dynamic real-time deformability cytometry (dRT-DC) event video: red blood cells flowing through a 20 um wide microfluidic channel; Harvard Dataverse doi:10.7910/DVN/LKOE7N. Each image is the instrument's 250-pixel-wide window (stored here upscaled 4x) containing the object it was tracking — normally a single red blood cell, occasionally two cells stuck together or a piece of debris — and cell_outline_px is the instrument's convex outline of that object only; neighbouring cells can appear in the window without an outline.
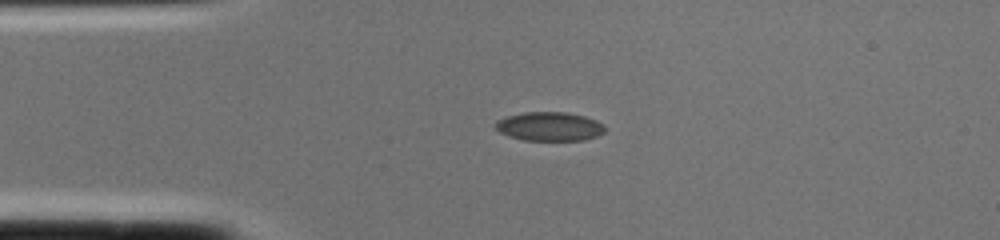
{"species": "common noctule bat (a hibernating species)", "species_latin": "Nyctalus noctula", "temperature_condition": "cold", "stored_images_in_passage": 1, "camera_frame_rate_fps": 3000, "um_per_image_px": 0.085, "animal": {"sex": "female", "body_mass_g": 22.0, "forearm_length_mm": 56.7}, "frame": {"image": 1, "passage_image": 1, "time_ms": 0.0, "image_size_px": [1000, 240], "cell_outline_px": [[604, 132], [596, 136], [584, 140], [524, 140], [508, 136], [500, 132], [496, 128], [496, 120], [508, 116], [524, 112], [568, 112], [584, 116], [596, 120], [604, 124]], "centroid_in_image_um": [46.71, 10.74], "position_along_channel_um": 38.3, "area_um2": 18.38}}